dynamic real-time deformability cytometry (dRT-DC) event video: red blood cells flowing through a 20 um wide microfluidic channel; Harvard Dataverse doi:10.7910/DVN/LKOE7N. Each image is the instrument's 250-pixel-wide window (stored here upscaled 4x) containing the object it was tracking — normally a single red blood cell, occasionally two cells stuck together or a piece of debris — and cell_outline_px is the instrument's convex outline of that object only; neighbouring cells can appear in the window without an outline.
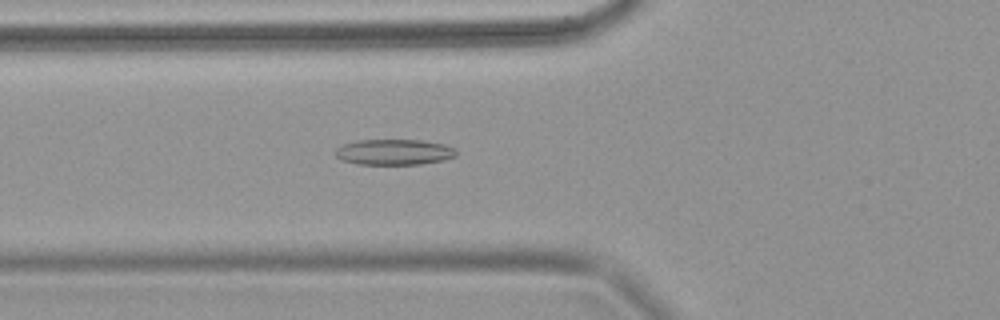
{"species": "common noctule bat (a hibernating species)", "species_latin": "Nyctalus noctula", "temperature_condition": "warm", "stored_images_in_passage": 69, "camera_frame_rate_fps": 3000, "um_per_image_px": 0.085, "animal": {"sex": "female", "body_mass_g": 18.4}, "frame": {"image": 1, "passage_image": 27, "time_ms": 8.667, "image_size_px": [1000, 320], "cell_outline_px": [[456, 156], [444, 160], [420, 164], [356, 164], [340, 160], [336, 156], [336, 148], [344, 144], [356, 140], [424, 140], [444, 144], [456, 148]], "centroid_in_image_um": [33.51, 12.92], "position_along_channel_um": 92.3, "area_um2": 18.21}}
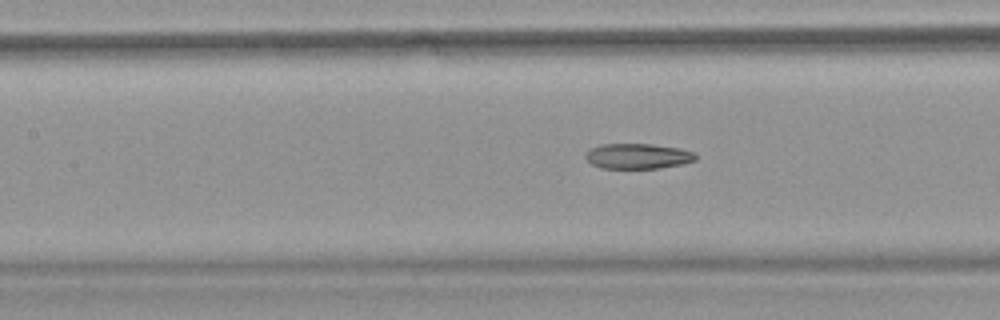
{"frame": {"image": 2, "passage_image": 33, "time_ms": 10.667, "image_size_px": [1000, 320], "cell_outline_px": [[696, 160], [684, 164], [660, 168], [600, 168], [592, 164], [584, 156], [592, 148], [600, 144], [652, 144], [680, 148], [696, 152]], "centroid_in_image_um": [54.26, 13.27], "position_along_channel_um": 153.1, "area_um2": 16.3}}
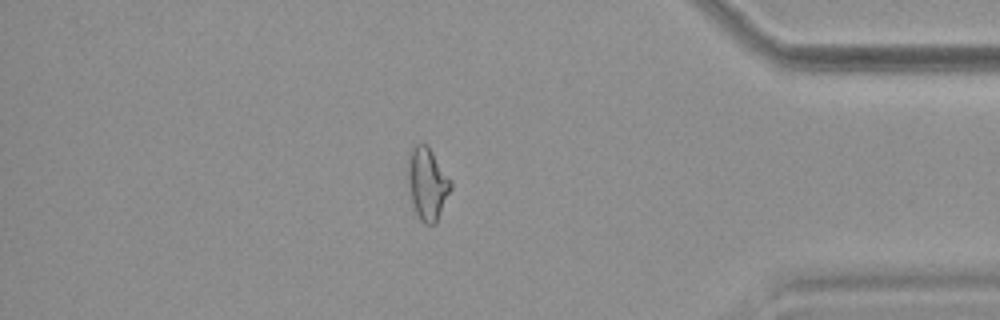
{"frame": {"image": 3, "passage_image": 60, "time_ms": 19.667, "image_size_px": [1000, 320], "cell_outline_px": [[452, 188], [436, 224], [424, 224], [420, 220], [416, 212], [412, 200], [408, 180], [408, 152], [416, 144], [428, 144], [452, 180]], "centroid_in_image_um": [36.35, 15.59], "position_along_channel_um": 398.8, "area_um2": 18.21}}